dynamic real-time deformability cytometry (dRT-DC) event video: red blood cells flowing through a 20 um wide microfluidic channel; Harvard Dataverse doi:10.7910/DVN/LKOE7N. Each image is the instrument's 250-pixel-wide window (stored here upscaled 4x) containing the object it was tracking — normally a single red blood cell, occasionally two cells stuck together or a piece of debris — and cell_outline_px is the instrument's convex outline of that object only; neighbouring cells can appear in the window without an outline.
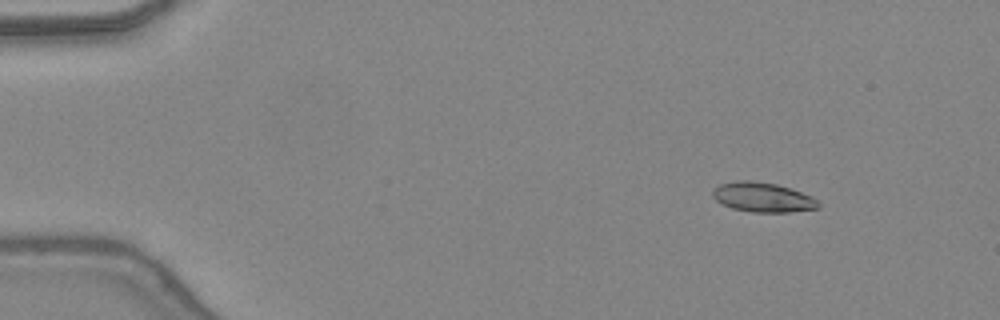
{"species": "common noctule bat (a hibernating species)", "species_latin": "Nyctalus noctula", "temperature_condition": "warm", "stored_images_in_passage": 47, "camera_frame_rate_fps": 3000, "um_per_image_px": 0.085, "animal": {"sex": "female", "body_mass_g": 24.6, "forearm_length_mm": 56.2}, "frame": {"image": 1, "passage_image": 6, "time_ms": 1.667, "image_size_px": [1000, 320], "cell_outline_px": [[820, 208], [792, 212], [752, 212], [732, 208], [716, 200], [712, 196], [712, 192], [720, 184], [736, 180], [752, 180], [776, 184], [792, 188], [812, 196], [820, 204]], "centroid_in_image_um": [64.87, 16.76], "position_along_channel_um": 20.1, "area_um2": 18.32}}
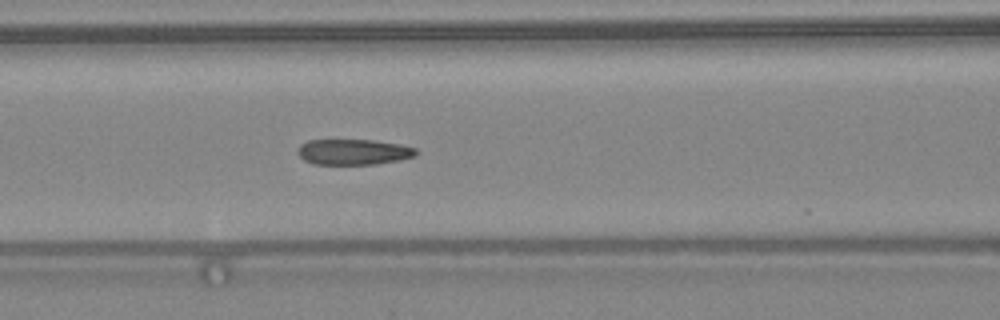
{"frame": {"image": 2, "passage_image": 21, "time_ms": 6.667, "image_size_px": [1000, 320], "cell_outline_px": [[416, 156], [400, 160], [376, 164], [312, 164], [304, 160], [296, 152], [300, 144], [308, 140], [376, 140], [400, 144], [416, 148]], "centroid_in_image_um": [30.04, 12.91], "position_along_channel_um": 136.6, "area_um2": 17.8}}
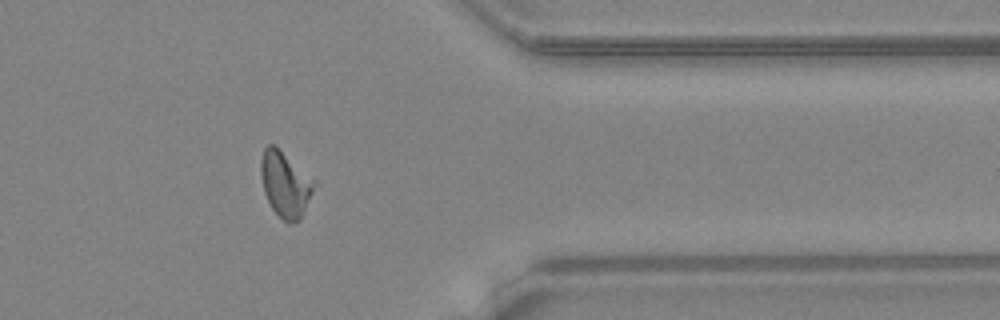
{"frame": {"image": 3, "passage_image": 39, "time_ms": 12.667, "image_size_px": [1000, 320], "cell_outline_px": [[320, 184], [300, 220], [292, 224], [288, 224], [272, 208], [264, 192], [260, 176], [260, 160], [264, 148], [268, 144], [276, 144], [316, 180]], "centroid_in_image_um": [24.31, 15.64], "position_along_channel_um": 387.1, "area_um2": 21.27}, "authors_computed_cell_mechanics": {"area_um2": 18.9584, "velocity_mm_per_s": 4.4163, "shape_relaxation_time_tau1_ms": 6.2891, "shape_relaxation_time_tau2_ms": 1.8441, "deformation_change_tau1": 0.1478, "deformation_change_tau2": 0.1139}}